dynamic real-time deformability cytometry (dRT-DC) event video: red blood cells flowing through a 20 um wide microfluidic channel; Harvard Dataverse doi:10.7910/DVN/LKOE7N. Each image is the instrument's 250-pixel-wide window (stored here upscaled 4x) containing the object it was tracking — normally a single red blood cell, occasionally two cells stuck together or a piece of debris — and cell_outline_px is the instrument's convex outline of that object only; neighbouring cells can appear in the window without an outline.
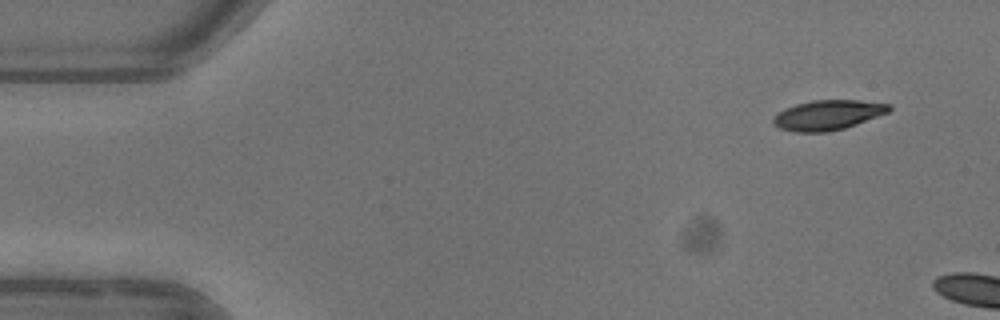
{"species": "common noctule bat (a hibernating species)", "species_latin": "Nyctalus noctula", "temperature_condition": "warm", "stored_images_in_passage": 2, "camera_frame_rate_fps": 3000, "um_per_image_px": 0.085, "animal": {"sex": "female"}, "frame": {"image": 1, "passage_image": 1, "time_ms": 0.0, "image_size_px": [1000, 320], "cell_outline_px": [[892, 108], [888, 112], [856, 124], [844, 128], [828, 132], [796, 132], [780, 128], [772, 120], [784, 108], [796, 104], [812, 100], [860, 100], [892, 104]], "centroid_in_image_um": [70.4, 9.76], "position_along_channel_um": 14.6, "area_um2": 20.0}}